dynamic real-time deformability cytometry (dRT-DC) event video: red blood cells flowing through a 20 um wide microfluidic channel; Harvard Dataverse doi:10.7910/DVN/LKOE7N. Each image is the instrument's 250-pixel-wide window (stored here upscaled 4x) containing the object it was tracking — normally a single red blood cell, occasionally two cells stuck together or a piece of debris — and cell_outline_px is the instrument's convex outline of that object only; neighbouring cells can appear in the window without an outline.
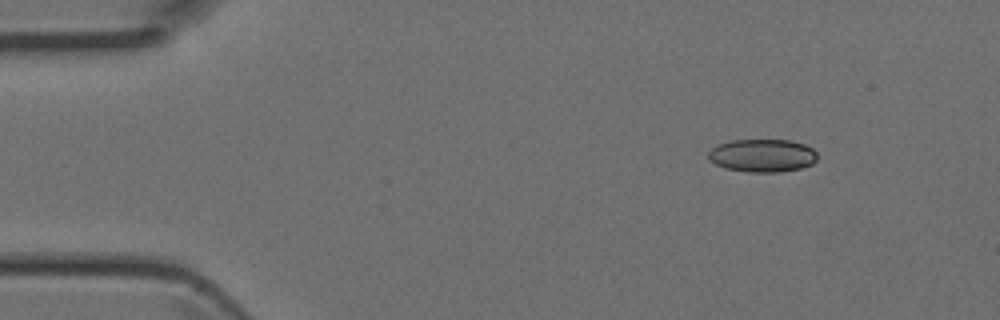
{"species": "Egyptian fruit bat (a non-hibernating species)", "species_latin": "Rousettus aegyptiacus", "temperature_condition": "room temperature", "stored_images_in_passage": 5, "camera_frame_rate_fps": 3000, "um_per_image_px": 0.085, "animal": {"sex": "female"}, "frame": {"image": 1, "passage_image": 2, "time_ms": 0.333, "image_size_px": [1000, 320], "cell_outline_px": [[816, 160], [812, 164], [800, 168], [780, 172], [748, 172], [728, 168], [716, 164], [708, 156], [708, 152], [716, 144], [728, 140], [792, 140], [804, 144], [812, 148], [816, 152]], "centroid_in_image_um": [64.81, 13.2], "position_along_channel_um": 20.2, "area_um2": 20.92}}